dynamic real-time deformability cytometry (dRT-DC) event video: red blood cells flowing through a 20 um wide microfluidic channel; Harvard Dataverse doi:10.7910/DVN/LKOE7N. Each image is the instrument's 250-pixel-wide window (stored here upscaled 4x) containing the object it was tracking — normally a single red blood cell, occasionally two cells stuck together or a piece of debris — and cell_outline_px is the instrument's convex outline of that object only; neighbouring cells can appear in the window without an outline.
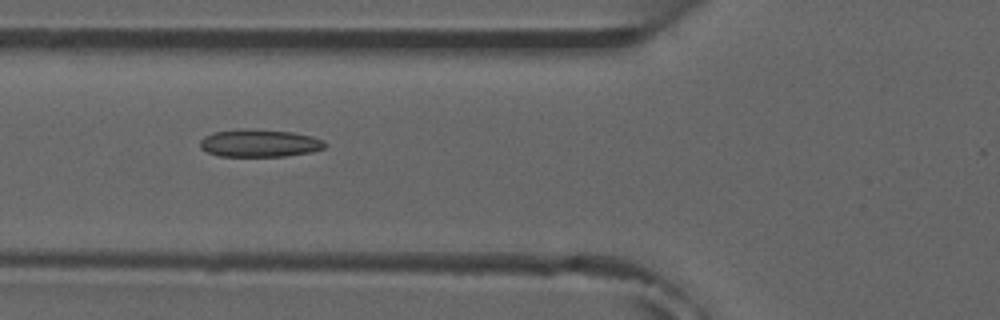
{"species": "common noctule bat (a hibernating species)", "species_latin": "Nyctalus noctula", "temperature_condition": "room temperature", "stored_images_in_passage": 8, "camera_frame_rate_fps": 3000, "um_per_image_px": 0.085, "animal": {"sex": "male", "forearm_length_mm": 52.5}, "frame": {"image": 1, "passage_image": 6, "time_ms": 5.667, "image_size_px": [1000, 320], "cell_outline_px": [[328, 144], [324, 148], [312, 152], [284, 156], [220, 156], [208, 152], [200, 148], [200, 140], [204, 136], [212, 132], [244, 128], [292, 132], [312, 136], [324, 140]], "centroid_in_image_um": [22.06, 12.16], "position_along_channel_um": 103.7, "area_um2": 20.23}}
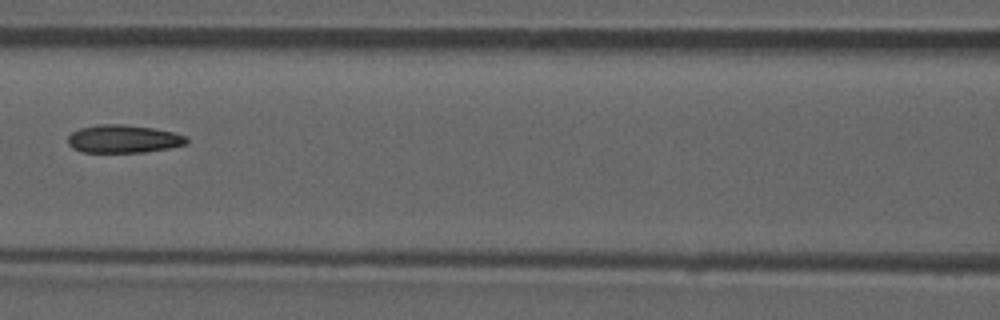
{"frame": {"image": 2, "passage_image": 7, "time_ms": 7.0, "image_size_px": [1000, 320], "cell_outline_px": [[188, 144], [168, 148], [144, 152], [80, 152], [72, 148], [68, 144], [68, 136], [72, 132], [80, 128], [100, 124], [124, 124], [152, 128], [176, 132], [188, 136]], "centroid_in_image_um": [10.51, 11.8], "position_along_channel_um": 156.1, "area_um2": 19.54}}